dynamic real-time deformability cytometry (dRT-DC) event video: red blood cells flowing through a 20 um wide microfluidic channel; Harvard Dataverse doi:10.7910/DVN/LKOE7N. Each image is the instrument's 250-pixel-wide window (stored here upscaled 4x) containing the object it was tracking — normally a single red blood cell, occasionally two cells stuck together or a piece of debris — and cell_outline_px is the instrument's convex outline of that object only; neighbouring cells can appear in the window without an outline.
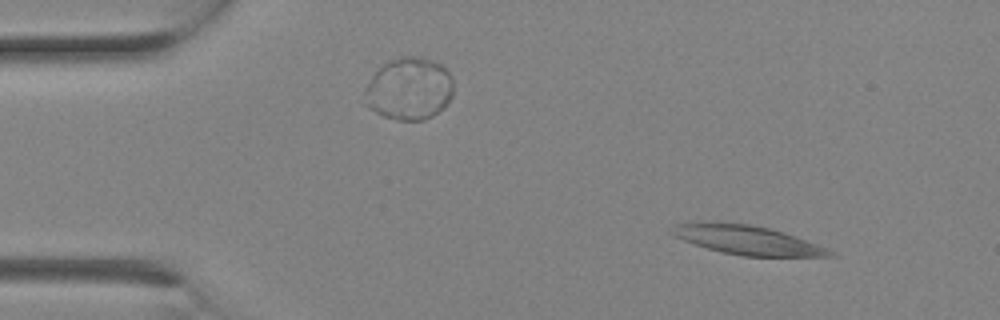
{"species": "Egyptian fruit bat (a non-hibernating species)", "species_latin": "Rousettus aegyptiacus", "temperature_condition": "room temperature", "stored_images_in_passage": 3, "camera_frame_rate_fps": 3000, "um_per_image_px": 0.085, "animal": {"sex": "female"}, "frame": {"image": 1, "passage_image": 1, "time_ms": 0.0, "image_size_px": [1000, 320], "cell_outline_px": [[836, 256], [744, 256], [724, 252], [708, 248], [684, 240], [668, 232], [668, 228], [676, 224], [696, 220], [700, 220], [752, 224], [784, 232], [796, 236], [828, 248], [836, 252]], "centroid_in_image_um": [63.47, 20.36], "position_along_channel_um": 21.5, "area_um2": 27.05}}